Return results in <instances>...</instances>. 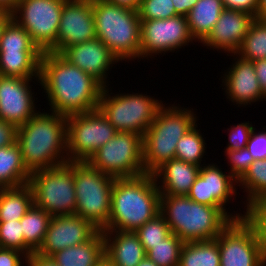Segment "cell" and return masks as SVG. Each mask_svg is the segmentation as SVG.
<instances>
[{
  "label": "cell",
  "mask_w": 266,
  "mask_h": 266,
  "mask_svg": "<svg viewBox=\"0 0 266 266\" xmlns=\"http://www.w3.org/2000/svg\"><path fill=\"white\" fill-rule=\"evenodd\" d=\"M140 20L168 19L177 16L172 0H141Z\"/></svg>",
  "instance_id": "cell-38"
},
{
  "label": "cell",
  "mask_w": 266,
  "mask_h": 266,
  "mask_svg": "<svg viewBox=\"0 0 266 266\" xmlns=\"http://www.w3.org/2000/svg\"><path fill=\"white\" fill-rule=\"evenodd\" d=\"M39 78H20L0 75V119L17 128L35 116L37 111L34 91L30 83Z\"/></svg>",
  "instance_id": "cell-16"
},
{
  "label": "cell",
  "mask_w": 266,
  "mask_h": 266,
  "mask_svg": "<svg viewBox=\"0 0 266 266\" xmlns=\"http://www.w3.org/2000/svg\"><path fill=\"white\" fill-rule=\"evenodd\" d=\"M43 110L17 129L16 142L30 172L54 168L69 161L66 116Z\"/></svg>",
  "instance_id": "cell-2"
},
{
  "label": "cell",
  "mask_w": 266,
  "mask_h": 266,
  "mask_svg": "<svg viewBox=\"0 0 266 266\" xmlns=\"http://www.w3.org/2000/svg\"><path fill=\"white\" fill-rule=\"evenodd\" d=\"M246 148L255 160H265L266 159V131L256 132V128L251 132L249 141Z\"/></svg>",
  "instance_id": "cell-42"
},
{
  "label": "cell",
  "mask_w": 266,
  "mask_h": 266,
  "mask_svg": "<svg viewBox=\"0 0 266 266\" xmlns=\"http://www.w3.org/2000/svg\"><path fill=\"white\" fill-rule=\"evenodd\" d=\"M242 188L246 194L244 208L250 203L266 197V159L255 160L238 180L237 187Z\"/></svg>",
  "instance_id": "cell-31"
},
{
  "label": "cell",
  "mask_w": 266,
  "mask_h": 266,
  "mask_svg": "<svg viewBox=\"0 0 266 266\" xmlns=\"http://www.w3.org/2000/svg\"><path fill=\"white\" fill-rule=\"evenodd\" d=\"M228 134V145L225 147L226 150H239L246 148L249 141L250 135L254 127L252 123L242 122L233 125L230 128Z\"/></svg>",
  "instance_id": "cell-41"
},
{
  "label": "cell",
  "mask_w": 266,
  "mask_h": 266,
  "mask_svg": "<svg viewBox=\"0 0 266 266\" xmlns=\"http://www.w3.org/2000/svg\"><path fill=\"white\" fill-rule=\"evenodd\" d=\"M137 266H158V265L146 257L145 259L141 260V262Z\"/></svg>",
  "instance_id": "cell-53"
},
{
  "label": "cell",
  "mask_w": 266,
  "mask_h": 266,
  "mask_svg": "<svg viewBox=\"0 0 266 266\" xmlns=\"http://www.w3.org/2000/svg\"><path fill=\"white\" fill-rule=\"evenodd\" d=\"M105 256L115 266H137L146 258V251L135 232L102 230Z\"/></svg>",
  "instance_id": "cell-23"
},
{
  "label": "cell",
  "mask_w": 266,
  "mask_h": 266,
  "mask_svg": "<svg viewBox=\"0 0 266 266\" xmlns=\"http://www.w3.org/2000/svg\"><path fill=\"white\" fill-rule=\"evenodd\" d=\"M26 260L27 255L19 250L0 248V266H26Z\"/></svg>",
  "instance_id": "cell-43"
},
{
  "label": "cell",
  "mask_w": 266,
  "mask_h": 266,
  "mask_svg": "<svg viewBox=\"0 0 266 266\" xmlns=\"http://www.w3.org/2000/svg\"><path fill=\"white\" fill-rule=\"evenodd\" d=\"M256 18L266 20V0H259Z\"/></svg>",
  "instance_id": "cell-52"
},
{
  "label": "cell",
  "mask_w": 266,
  "mask_h": 266,
  "mask_svg": "<svg viewBox=\"0 0 266 266\" xmlns=\"http://www.w3.org/2000/svg\"><path fill=\"white\" fill-rule=\"evenodd\" d=\"M70 64L91 75L103 87L109 86L108 74L120 60L98 38L67 47L61 54ZM108 79V80H107Z\"/></svg>",
  "instance_id": "cell-19"
},
{
  "label": "cell",
  "mask_w": 266,
  "mask_h": 266,
  "mask_svg": "<svg viewBox=\"0 0 266 266\" xmlns=\"http://www.w3.org/2000/svg\"><path fill=\"white\" fill-rule=\"evenodd\" d=\"M20 0H0V9L12 12Z\"/></svg>",
  "instance_id": "cell-51"
},
{
  "label": "cell",
  "mask_w": 266,
  "mask_h": 266,
  "mask_svg": "<svg viewBox=\"0 0 266 266\" xmlns=\"http://www.w3.org/2000/svg\"><path fill=\"white\" fill-rule=\"evenodd\" d=\"M87 162L95 169L115 178L144 175L143 136L133 132H117Z\"/></svg>",
  "instance_id": "cell-10"
},
{
  "label": "cell",
  "mask_w": 266,
  "mask_h": 266,
  "mask_svg": "<svg viewBox=\"0 0 266 266\" xmlns=\"http://www.w3.org/2000/svg\"><path fill=\"white\" fill-rule=\"evenodd\" d=\"M178 266H220L217 240L185 242Z\"/></svg>",
  "instance_id": "cell-30"
},
{
  "label": "cell",
  "mask_w": 266,
  "mask_h": 266,
  "mask_svg": "<svg viewBox=\"0 0 266 266\" xmlns=\"http://www.w3.org/2000/svg\"><path fill=\"white\" fill-rule=\"evenodd\" d=\"M0 248L16 249L24 253V236L20 220L0 222Z\"/></svg>",
  "instance_id": "cell-39"
},
{
  "label": "cell",
  "mask_w": 266,
  "mask_h": 266,
  "mask_svg": "<svg viewBox=\"0 0 266 266\" xmlns=\"http://www.w3.org/2000/svg\"><path fill=\"white\" fill-rule=\"evenodd\" d=\"M31 172L25 167L18 143L0 148V188L29 183Z\"/></svg>",
  "instance_id": "cell-27"
},
{
  "label": "cell",
  "mask_w": 266,
  "mask_h": 266,
  "mask_svg": "<svg viewBox=\"0 0 266 266\" xmlns=\"http://www.w3.org/2000/svg\"><path fill=\"white\" fill-rule=\"evenodd\" d=\"M0 51H41L31 40L29 33L13 19L3 29Z\"/></svg>",
  "instance_id": "cell-34"
},
{
  "label": "cell",
  "mask_w": 266,
  "mask_h": 266,
  "mask_svg": "<svg viewBox=\"0 0 266 266\" xmlns=\"http://www.w3.org/2000/svg\"><path fill=\"white\" fill-rule=\"evenodd\" d=\"M96 266H115L106 256Z\"/></svg>",
  "instance_id": "cell-54"
},
{
  "label": "cell",
  "mask_w": 266,
  "mask_h": 266,
  "mask_svg": "<svg viewBox=\"0 0 266 266\" xmlns=\"http://www.w3.org/2000/svg\"><path fill=\"white\" fill-rule=\"evenodd\" d=\"M95 38L92 0H66L57 32V42L48 51L61 54L67 47Z\"/></svg>",
  "instance_id": "cell-15"
},
{
  "label": "cell",
  "mask_w": 266,
  "mask_h": 266,
  "mask_svg": "<svg viewBox=\"0 0 266 266\" xmlns=\"http://www.w3.org/2000/svg\"><path fill=\"white\" fill-rule=\"evenodd\" d=\"M67 164L73 169L75 214L104 230L110 218L112 187L116 178L102 173L86 161H68Z\"/></svg>",
  "instance_id": "cell-7"
},
{
  "label": "cell",
  "mask_w": 266,
  "mask_h": 266,
  "mask_svg": "<svg viewBox=\"0 0 266 266\" xmlns=\"http://www.w3.org/2000/svg\"><path fill=\"white\" fill-rule=\"evenodd\" d=\"M259 0H222L224 9L244 11L257 16Z\"/></svg>",
  "instance_id": "cell-44"
},
{
  "label": "cell",
  "mask_w": 266,
  "mask_h": 266,
  "mask_svg": "<svg viewBox=\"0 0 266 266\" xmlns=\"http://www.w3.org/2000/svg\"><path fill=\"white\" fill-rule=\"evenodd\" d=\"M162 104L143 136L145 172L152 174L163 163L175 159L176 145L197 123L193 108ZM171 105V106H170Z\"/></svg>",
  "instance_id": "cell-5"
},
{
  "label": "cell",
  "mask_w": 266,
  "mask_h": 266,
  "mask_svg": "<svg viewBox=\"0 0 266 266\" xmlns=\"http://www.w3.org/2000/svg\"><path fill=\"white\" fill-rule=\"evenodd\" d=\"M224 155L229 167V172L237 181L245 174L254 159L247 148L239 150H225Z\"/></svg>",
  "instance_id": "cell-40"
},
{
  "label": "cell",
  "mask_w": 266,
  "mask_h": 266,
  "mask_svg": "<svg viewBox=\"0 0 266 266\" xmlns=\"http://www.w3.org/2000/svg\"><path fill=\"white\" fill-rule=\"evenodd\" d=\"M12 19L11 12L0 9V38L6 24Z\"/></svg>",
  "instance_id": "cell-50"
},
{
  "label": "cell",
  "mask_w": 266,
  "mask_h": 266,
  "mask_svg": "<svg viewBox=\"0 0 266 266\" xmlns=\"http://www.w3.org/2000/svg\"><path fill=\"white\" fill-rule=\"evenodd\" d=\"M224 10L222 0H198L186 16L189 30L198 43H202L211 33Z\"/></svg>",
  "instance_id": "cell-26"
},
{
  "label": "cell",
  "mask_w": 266,
  "mask_h": 266,
  "mask_svg": "<svg viewBox=\"0 0 266 266\" xmlns=\"http://www.w3.org/2000/svg\"><path fill=\"white\" fill-rule=\"evenodd\" d=\"M233 56L234 63L230 65L228 70H225L222 78V86L226 97L233 105L247 106L254 102L263 101V92L260 88L256 72L252 61H247L240 58L236 54ZM236 56V57H235Z\"/></svg>",
  "instance_id": "cell-20"
},
{
  "label": "cell",
  "mask_w": 266,
  "mask_h": 266,
  "mask_svg": "<svg viewBox=\"0 0 266 266\" xmlns=\"http://www.w3.org/2000/svg\"><path fill=\"white\" fill-rule=\"evenodd\" d=\"M160 214L170 231L184 243L215 239L235 219L245 216L241 212H225L220 207L192 201L188 196L160 195Z\"/></svg>",
  "instance_id": "cell-3"
},
{
  "label": "cell",
  "mask_w": 266,
  "mask_h": 266,
  "mask_svg": "<svg viewBox=\"0 0 266 266\" xmlns=\"http://www.w3.org/2000/svg\"><path fill=\"white\" fill-rule=\"evenodd\" d=\"M111 91L109 86L103 87L98 109L117 132L144 136L163 101L140 92L114 94Z\"/></svg>",
  "instance_id": "cell-8"
},
{
  "label": "cell",
  "mask_w": 266,
  "mask_h": 266,
  "mask_svg": "<svg viewBox=\"0 0 266 266\" xmlns=\"http://www.w3.org/2000/svg\"><path fill=\"white\" fill-rule=\"evenodd\" d=\"M96 38L120 62L140 59L141 20L138 10L120 7L106 0H92Z\"/></svg>",
  "instance_id": "cell-6"
},
{
  "label": "cell",
  "mask_w": 266,
  "mask_h": 266,
  "mask_svg": "<svg viewBox=\"0 0 266 266\" xmlns=\"http://www.w3.org/2000/svg\"><path fill=\"white\" fill-rule=\"evenodd\" d=\"M26 266H58L51 256H43L37 252H33L27 256Z\"/></svg>",
  "instance_id": "cell-47"
},
{
  "label": "cell",
  "mask_w": 266,
  "mask_h": 266,
  "mask_svg": "<svg viewBox=\"0 0 266 266\" xmlns=\"http://www.w3.org/2000/svg\"><path fill=\"white\" fill-rule=\"evenodd\" d=\"M201 166L178 159L163 163L153 173L161 195L187 196Z\"/></svg>",
  "instance_id": "cell-22"
},
{
  "label": "cell",
  "mask_w": 266,
  "mask_h": 266,
  "mask_svg": "<svg viewBox=\"0 0 266 266\" xmlns=\"http://www.w3.org/2000/svg\"><path fill=\"white\" fill-rule=\"evenodd\" d=\"M215 239L220 266H266L256 233L245 218L232 220Z\"/></svg>",
  "instance_id": "cell-13"
},
{
  "label": "cell",
  "mask_w": 266,
  "mask_h": 266,
  "mask_svg": "<svg viewBox=\"0 0 266 266\" xmlns=\"http://www.w3.org/2000/svg\"><path fill=\"white\" fill-rule=\"evenodd\" d=\"M255 19L254 15L244 11L224 9L201 45L219 53L236 54Z\"/></svg>",
  "instance_id": "cell-21"
},
{
  "label": "cell",
  "mask_w": 266,
  "mask_h": 266,
  "mask_svg": "<svg viewBox=\"0 0 266 266\" xmlns=\"http://www.w3.org/2000/svg\"><path fill=\"white\" fill-rule=\"evenodd\" d=\"M160 191L152 174L116 178L108 226L104 230L136 231L160 210Z\"/></svg>",
  "instance_id": "cell-4"
},
{
  "label": "cell",
  "mask_w": 266,
  "mask_h": 266,
  "mask_svg": "<svg viewBox=\"0 0 266 266\" xmlns=\"http://www.w3.org/2000/svg\"><path fill=\"white\" fill-rule=\"evenodd\" d=\"M42 51H0V75L40 78Z\"/></svg>",
  "instance_id": "cell-25"
},
{
  "label": "cell",
  "mask_w": 266,
  "mask_h": 266,
  "mask_svg": "<svg viewBox=\"0 0 266 266\" xmlns=\"http://www.w3.org/2000/svg\"><path fill=\"white\" fill-rule=\"evenodd\" d=\"M39 80L50 112L68 116L98 108L103 86L60 54L42 53Z\"/></svg>",
  "instance_id": "cell-1"
},
{
  "label": "cell",
  "mask_w": 266,
  "mask_h": 266,
  "mask_svg": "<svg viewBox=\"0 0 266 266\" xmlns=\"http://www.w3.org/2000/svg\"><path fill=\"white\" fill-rule=\"evenodd\" d=\"M134 232L139 237L146 253L152 249V245L161 243L171 233L169 225L160 213Z\"/></svg>",
  "instance_id": "cell-36"
},
{
  "label": "cell",
  "mask_w": 266,
  "mask_h": 266,
  "mask_svg": "<svg viewBox=\"0 0 266 266\" xmlns=\"http://www.w3.org/2000/svg\"><path fill=\"white\" fill-rule=\"evenodd\" d=\"M34 205L51 216L74 215L76 194L73 169L67 164L31 172Z\"/></svg>",
  "instance_id": "cell-9"
},
{
  "label": "cell",
  "mask_w": 266,
  "mask_h": 266,
  "mask_svg": "<svg viewBox=\"0 0 266 266\" xmlns=\"http://www.w3.org/2000/svg\"><path fill=\"white\" fill-rule=\"evenodd\" d=\"M245 211L244 218L253 227L266 262V197L250 203Z\"/></svg>",
  "instance_id": "cell-37"
},
{
  "label": "cell",
  "mask_w": 266,
  "mask_h": 266,
  "mask_svg": "<svg viewBox=\"0 0 266 266\" xmlns=\"http://www.w3.org/2000/svg\"><path fill=\"white\" fill-rule=\"evenodd\" d=\"M184 242L172 232L161 243L152 245L146 257L158 266H178Z\"/></svg>",
  "instance_id": "cell-35"
},
{
  "label": "cell",
  "mask_w": 266,
  "mask_h": 266,
  "mask_svg": "<svg viewBox=\"0 0 266 266\" xmlns=\"http://www.w3.org/2000/svg\"><path fill=\"white\" fill-rule=\"evenodd\" d=\"M196 124L176 145L175 159L202 166L204 155H206V142L200 129Z\"/></svg>",
  "instance_id": "cell-33"
},
{
  "label": "cell",
  "mask_w": 266,
  "mask_h": 266,
  "mask_svg": "<svg viewBox=\"0 0 266 266\" xmlns=\"http://www.w3.org/2000/svg\"><path fill=\"white\" fill-rule=\"evenodd\" d=\"M236 55L252 62L266 59V20L252 22Z\"/></svg>",
  "instance_id": "cell-32"
},
{
  "label": "cell",
  "mask_w": 266,
  "mask_h": 266,
  "mask_svg": "<svg viewBox=\"0 0 266 266\" xmlns=\"http://www.w3.org/2000/svg\"><path fill=\"white\" fill-rule=\"evenodd\" d=\"M98 231L90 221L76 214L52 216L43 242L36 252L51 256L70 246L84 244Z\"/></svg>",
  "instance_id": "cell-18"
},
{
  "label": "cell",
  "mask_w": 266,
  "mask_h": 266,
  "mask_svg": "<svg viewBox=\"0 0 266 266\" xmlns=\"http://www.w3.org/2000/svg\"><path fill=\"white\" fill-rule=\"evenodd\" d=\"M67 152L69 161H88L117 130L97 108L86 113L66 116Z\"/></svg>",
  "instance_id": "cell-11"
},
{
  "label": "cell",
  "mask_w": 266,
  "mask_h": 266,
  "mask_svg": "<svg viewBox=\"0 0 266 266\" xmlns=\"http://www.w3.org/2000/svg\"><path fill=\"white\" fill-rule=\"evenodd\" d=\"M211 163L207 165L203 162L187 196L194 202L220 207L228 212L227 204L238 195L236 189L238 181L229 172L228 174L222 172L223 168L219 165Z\"/></svg>",
  "instance_id": "cell-17"
},
{
  "label": "cell",
  "mask_w": 266,
  "mask_h": 266,
  "mask_svg": "<svg viewBox=\"0 0 266 266\" xmlns=\"http://www.w3.org/2000/svg\"><path fill=\"white\" fill-rule=\"evenodd\" d=\"M34 204L29 184L0 188V222L20 220Z\"/></svg>",
  "instance_id": "cell-28"
},
{
  "label": "cell",
  "mask_w": 266,
  "mask_h": 266,
  "mask_svg": "<svg viewBox=\"0 0 266 266\" xmlns=\"http://www.w3.org/2000/svg\"><path fill=\"white\" fill-rule=\"evenodd\" d=\"M66 0H20L11 12L42 52L57 42L63 5Z\"/></svg>",
  "instance_id": "cell-12"
},
{
  "label": "cell",
  "mask_w": 266,
  "mask_h": 266,
  "mask_svg": "<svg viewBox=\"0 0 266 266\" xmlns=\"http://www.w3.org/2000/svg\"><path fill=\"white\" fill-rule=\"evenodd\" d=\"M177 15L187 16L198 0H172Z\"/></svg>",
  "instance_id": "cell-48"
},
{
  "label": "cell",
  "mask_w": 266,
  "mask_h": 266,
  "mask_svg": "<svg viewBox=\"0 0 266 266\" xmlns=\"http://www.w3.org/2000/svg\"><path fill=\"white\" fill-rule=\"evenodd\" d=\"M253 66L256 72L260 88L263 92L264 100L266 101V59L253 61Z\"/></svg>",
  "instance_id": "cell-46"
},
{
  "label": "cell",
  "mask_w": 266,
  "mask_h": 266,
  "mask_svg": "<svg viewBox=\"0 0 266 266\" xmlns=\"http://www.w3.org/2000/svg\"><path fill=\"white\" fill-rule=\"evenodd\" d=\"M193 41L196 42L190 33L185 16L141 20L140 60L162 53H174Z\"/></svg>",
  "instance_id": "cell-14"
},
{
  "label": "cell",
  "mask_w": 266,
  "mask_h": 266,
  "mask_svg": "<svg viewBox=\"0 0 266 266\" xmlns=\"http://www.w3.org/2000/svg\"><path fill=\"white\" fill-rule=\"evenodd\" d=\"M17 127L9 121L0 119V148L16 143Z\"/></svg>",
  "instance_id": "cell-45"
},
{
  "label": "cell",
  "mask_w": 266,
  "mask_h": 266,
  "mask_svg": "<svg viewBox=\"0 0 266 266\" xmlns=\"http://www.w3.org/2000/svg\"><path fill=\"white\" fill-rule=\"evenodd\" d=\"M51 219L50 214L34 204L20 219L24 236V253L27 256L40 248Z\"/></svg>",
  "instance_id": "cell-29"
},
{
  "label": "cell",
  "mask_w": 266,
  "mask_h": 266,
  "mask_svg": "<svg viewBox=\"0 0 266 266\" xmlns=\"http://www.w3.org/2000/svg\"><path fill=\"white\" fill-rule=\"evenodd\" d=\"M105 256V240L99 230L84 244L70 246L52 254L58 266H96Z\"/></svg>",
  "instance_id": "cell-24"
},
{
  "label": "cell",
  "mask_w": 266,
  "mask_h": 266,
  "mask_svg": "<svg viewBox=\"0 0 266 266\" xmlns=\"http://www.w3.org/2000/svg\"><path fill=\"white\" fill-rule=\"evenodd\" d=\"M106 1L131 10H138L141 2V0H106Z\"/></svg>",
  "instance_id": "cell-49"
}]
</instances>
